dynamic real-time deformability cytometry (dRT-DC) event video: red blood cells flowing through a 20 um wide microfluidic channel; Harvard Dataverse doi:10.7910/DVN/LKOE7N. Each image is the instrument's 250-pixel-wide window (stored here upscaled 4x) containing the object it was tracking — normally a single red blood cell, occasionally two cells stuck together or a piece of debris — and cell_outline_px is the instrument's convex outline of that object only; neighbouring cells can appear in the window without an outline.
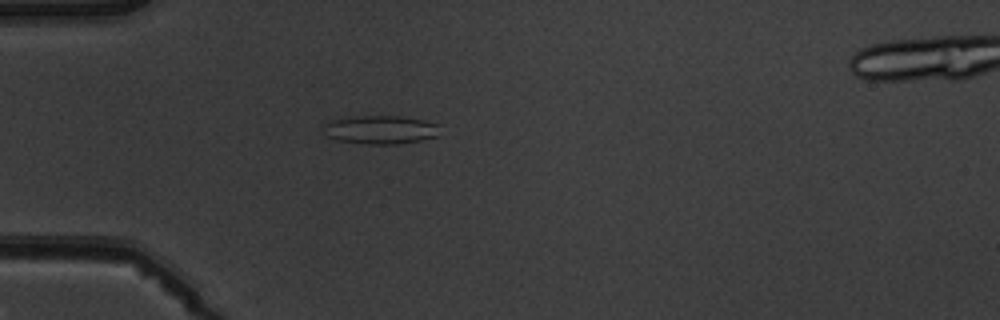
{"species": "common noctule bat (a hibernating species)", "species_latin": "Nyctalus noctula", "temperature_condition": "warm", "stored_images_in_passage": 2, "camera_frame_rate_fps": 3000, "um_per_image_px": 0.085, "animal": {"sex": "male", "body_mass_g": 19.5, "forearm_length_mm": 54.6}, "frame": {"image": 1, "passage_image": 1, "time_ms": 0.0, "image_size_px": [1000, 320], "cell_outline_px": [[436, 136], [420, 140], [396, 144], [368, 144], [336, 140], [328, 136], [324, 124], [332, 120], [364, 116], [400, 116], [424, 120], [436, 124]], "centroid_in_image_um": [32.33, 11.03], "position_along_channel_um": 52.7, "area_um2": 18.73}}